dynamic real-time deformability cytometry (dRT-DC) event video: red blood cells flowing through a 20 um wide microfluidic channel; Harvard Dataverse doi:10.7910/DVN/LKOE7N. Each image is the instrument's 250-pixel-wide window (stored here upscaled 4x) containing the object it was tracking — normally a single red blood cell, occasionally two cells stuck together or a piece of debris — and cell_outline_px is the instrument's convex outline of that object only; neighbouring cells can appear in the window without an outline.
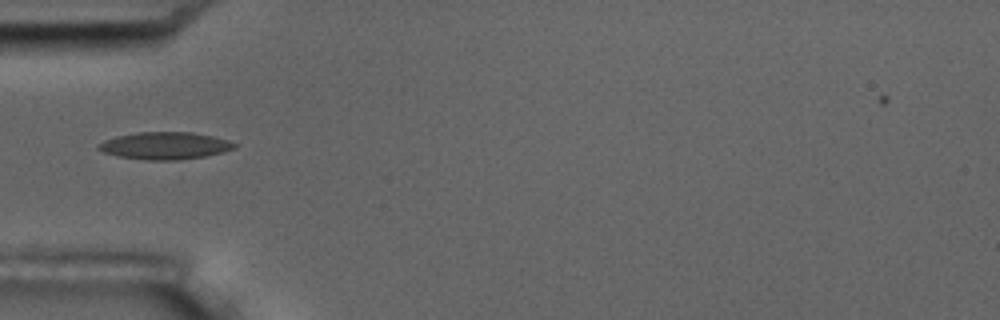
{"species": "common noctule bat (a hibernating species)", "species_latin": "Nyctalus noctula", "temperature_condition": "room temperature", "stored_images_in_passage": 12, "camera_frame_rate_fps": 3000, "um_per_image_px": 0.085, "animal": {"sex": "male", "body_mass_g": 17.5, "forearm_length_mm": 52.3}, "frame": {"image": 1, "passage_image": 1, "time_ms": 0.0, "image_size_px": [1000, 320], "cell_outline_px": [[236, 148], [224, 152], [204, 156], [180, 160], [144, 160], [120, 156], [104, 152], [96, 148], [96, 144], [104, 140], [116, 136], [136, 132], [192, 132], [212, 136], [228, 140], [236, 144]], "centroid_in_image_um": [14.01, 12.38], "position_along_channel_um": 71.0, "area_um2": 21.68}}
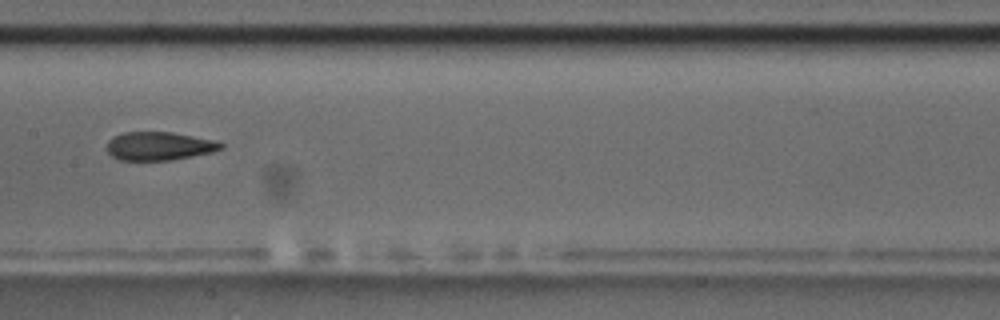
{"frame": {"image": 2, "passage_image": 4, "time_ms": 3.333, "image_size_px": [1000, 320], "cell_outline_px": [[224, 148], [212, 152], [172, 160], [120, 160], [112, 156], [108, 152], [108, 140], [112, 136], [124, 132], [172, 132], [216, 140], [224, 144]], "centroid_in_image_um": [13.55, 12.41], "position_along_channel_um": 193.9, "area_um2": 18.96}}
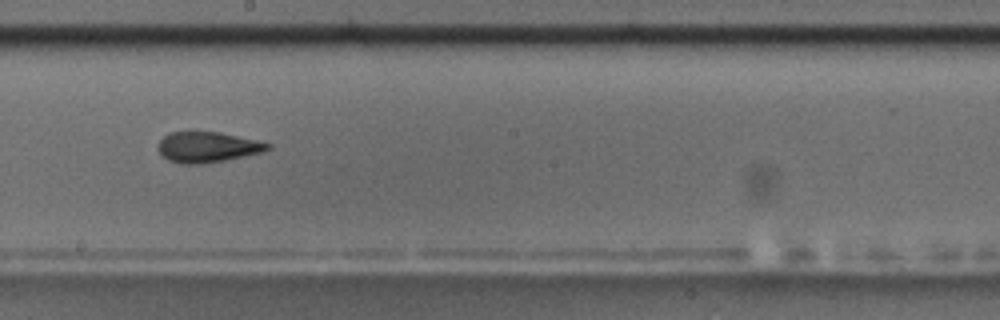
{"frame": {"image": 3, "passage_image": 5, "time_ms": 4.333, "image_size_px": [1000, 320], "cell_outline_px": [[272, 148], [264, 152], [204, 164], [184, 164], [168, 160], [156, 148], [156, 144], [168, 132], [220, 132], [256, 140], [272, 144]], "centroid_in_image_um": [17.64, 12.5], "position_along_channel_um": 230.6, "area_um2": 19.59}, "authors_computed_cell_mechanics": {"area_um2": 19.652, "velocity_mm_per_s": 3.6796, "shape_relaxation_time_tau1_ms": 10.4722, "shape_relaxation_time_tau2_ms": null, "deformation_change_tau1": 0.2221, "deformation_change_tau2": null}}